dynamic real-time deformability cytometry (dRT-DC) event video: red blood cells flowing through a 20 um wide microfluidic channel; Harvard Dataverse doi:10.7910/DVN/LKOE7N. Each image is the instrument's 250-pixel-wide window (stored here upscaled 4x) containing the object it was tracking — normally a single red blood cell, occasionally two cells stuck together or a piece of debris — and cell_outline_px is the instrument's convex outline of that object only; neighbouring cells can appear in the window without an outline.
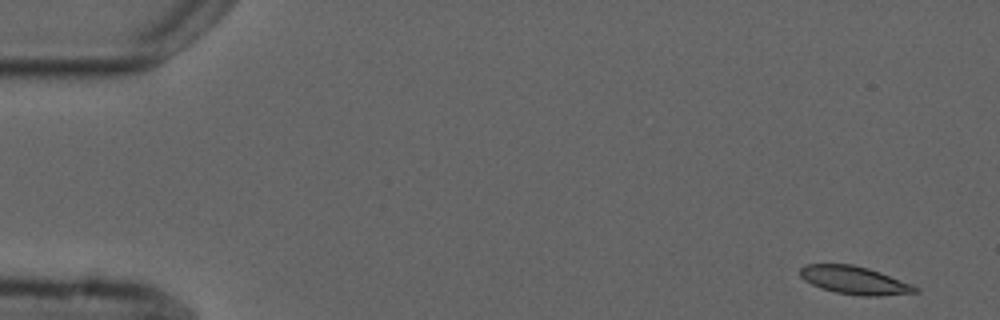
{"species": "common noctule bat (a hibernating species)", "species_latin": "Nyctalus noctula", "temperature_condition": "cold", "stored_images_in_passage": 4, "camera_frame_rate_fps": 3000, "um_per_image_px": 0.085, "animal": {"sex": "male", "forearm_length_mm": 52.5}, "frame": {"image": 1, "passage_image": 1, "time_ms": 0.0, "image_size_px": [1000, 320], "cell_outline_px": [[920, 292], [876, 296], [860, 296], [836, 292], [820, 288], [804, 280], [800, 276], [800, 268], [804, 264], [852, 264], [868, 268], [880, 272], [912, 284], [920, 288]], "centroid_in_image_um": [72.64, 23.82], "position_along_channel_um": 12.4, "area_um2": 18.84}}
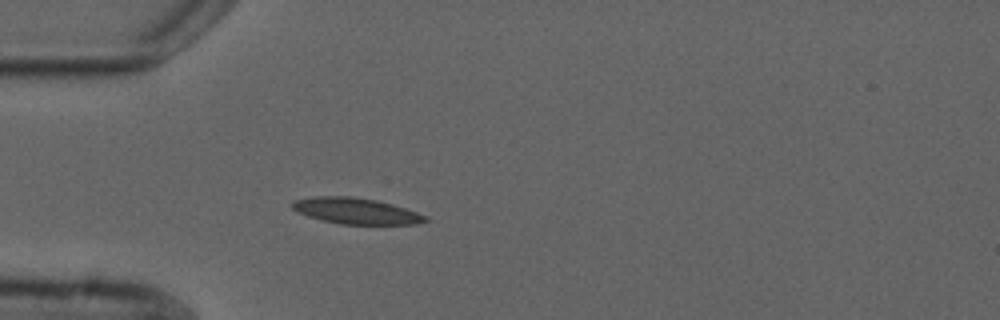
{"frame": {"image": 2, "passage_image": 4, "time_ms": 4.333, "image_size_px": [1000, 320], "cell_outline_px": [[432, 220], [416, 224], [340, 224], [308, 216], [296, 212], [292, 208], [292, 200], [312, 196], [352, 196], [376, 200], [392, 204], [428, 216]], "centroid_in_image_um": [30.26, 17.92], "position_along_channel_um": 54.7, "area_um2": 20.29}}